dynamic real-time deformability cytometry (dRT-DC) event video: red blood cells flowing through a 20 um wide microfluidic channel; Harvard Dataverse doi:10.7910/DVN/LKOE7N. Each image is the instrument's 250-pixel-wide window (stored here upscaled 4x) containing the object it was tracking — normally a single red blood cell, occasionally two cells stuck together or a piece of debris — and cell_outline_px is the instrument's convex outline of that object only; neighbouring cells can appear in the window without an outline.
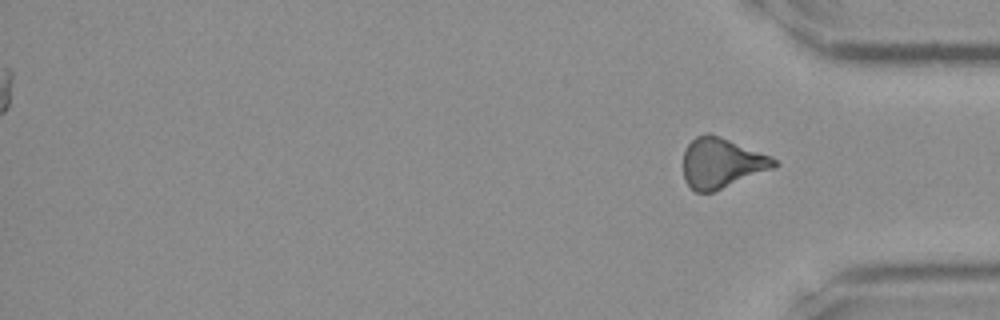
{"species": "Egyptian fruit bat (a non-hibernating species)", "species_latin": "Rousettus aegyptiacus", "temperature_condition": "room temperature", "stored_images_in_passage": 26, "segment_of_instrument_passage": [2, 2], "camera_frame_rate_fps": 3000, "um_per_image_px": 0.085, "frame": {"image": 1, "passage_image": 26, "time_ms": 8.333, "image_size_px": [1000, 320], "cell_outline_px": [[780, 164], [776, 168], [712, 192], [696, 192], [684, 180], [684, 152], [688, 144], [696, 136], [708, 132], [720, 136], [772, 156]], "centroid_in_image_um": [61.37, 13.85], "position_along_channel_um": 373.8, "area_um2": 26.65}}